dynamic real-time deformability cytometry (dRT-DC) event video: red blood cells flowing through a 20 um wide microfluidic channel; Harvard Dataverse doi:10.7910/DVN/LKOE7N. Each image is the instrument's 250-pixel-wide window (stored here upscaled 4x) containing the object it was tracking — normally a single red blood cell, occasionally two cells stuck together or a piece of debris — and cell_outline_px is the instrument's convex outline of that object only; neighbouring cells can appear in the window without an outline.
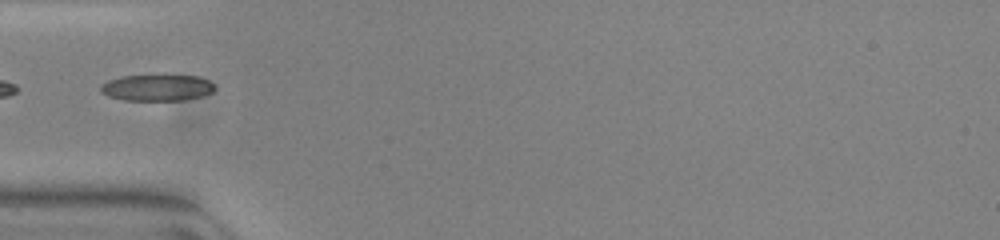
{"species": "common noctule bat (a hibernating species)", "species_latin": "Nyctalus noctula", "temperature_condition": "warm", "stored_images_in_passage": 32, "camera_frame_rate_fps": 3000, "um_per_image_px": 0.085, "animal": {"sex": "female", "body_mass_g": 23.0, "forearm_length_mm": 53.4}, "frame": {"image": 1, "passage_image": 1, "time_ms": 0.0, "image_size_px": [1000, 240], "cell_outline_px": [[216, 88], [212, 92], [200, 96], [184, 100], [124, 100], [108, 96], [100, 92], [100, 84], [108, 80], [124, 76], [196, 76], [208, 80]], "centroid_in_image_um": [13.31, 7.46], "position_along_channel_um": 71.7, "area_um2": 17.28}}
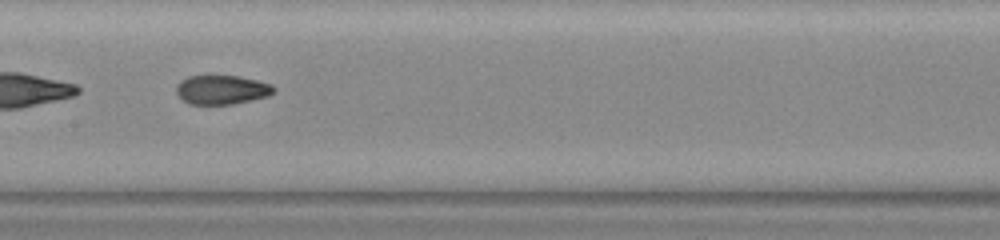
{"frame": {"image": 2, "passage_image": 10, "time_ms": 3.0, "image_size_px": [1000, 240], "cell_outline_px": [[276, 88], [268, 96], [232, 104], [188, 104], [176, 92], [176, 88], [188, 76], [236, 76], [256, 80], [272, 84]], "centroid_in_image_um": [18.88, 7.63], "position_along_channel_um": 188.5, "area_um2": 16.18}}